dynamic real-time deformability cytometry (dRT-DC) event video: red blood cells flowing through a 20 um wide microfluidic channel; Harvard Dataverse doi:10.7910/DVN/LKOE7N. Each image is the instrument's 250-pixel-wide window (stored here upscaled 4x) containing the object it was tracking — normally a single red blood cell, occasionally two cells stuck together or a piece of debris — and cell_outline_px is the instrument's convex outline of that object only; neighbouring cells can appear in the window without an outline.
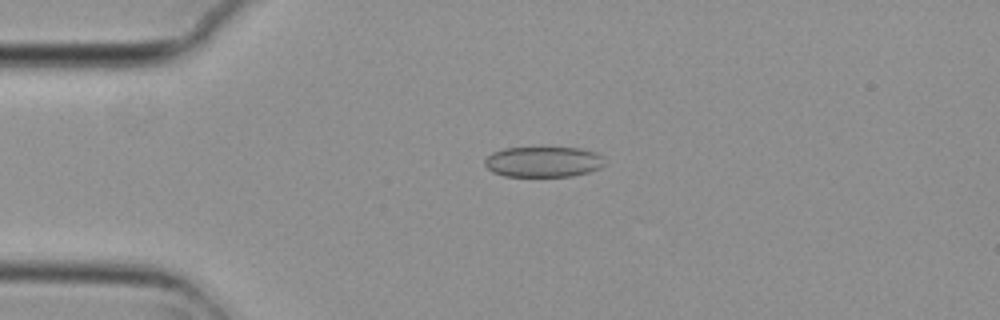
{"species": "common noctule bat (a hibernating species)", "species_latin": "Nyctalus noctula", "temperature_condition": "cold", "stored_images_in_passage": 35, "camera_frame_rate_fps": 3000, "um_per_image_px": 0.085, "animal": {"sex": "female", "body_mass_g": 29.2, "forearm_length_mm": 56.3}, "frame": {"image": 1, "passage_image": 2, "time_ms": 0.333, "image_size_px": [1000, 320], "cell_outline_px": [[604, 164], [600, 168], [588, 172], [572, 176], [504, 176], [492, 172], [484, 164], [484, 160], [492, 152], [504, 148], [580, 148], [596, 152], [600, 156]], "centroid_in_image_um": [46.15, 13.76], "position_along_channel_um": 38.9, "area_um2": 21.21}}
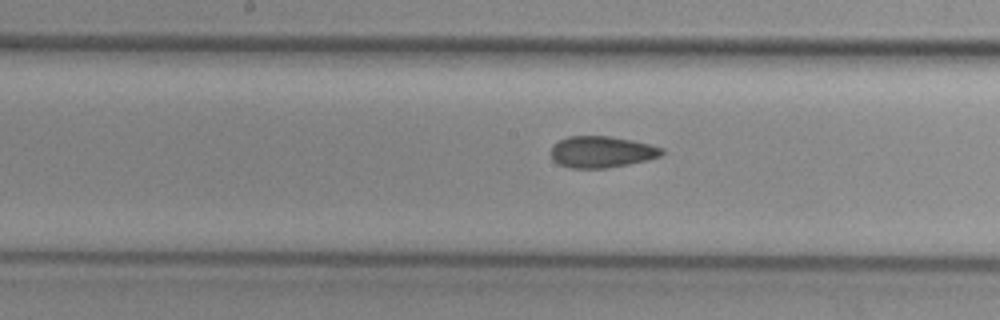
{"frame": {"image": 2, "passage_image": 17, "time_ms": 5.333, "image_size_px": [1000, 320], "cell_outline_px": [[664, 152], [660, 156], [648, 160], [608, 168], [568, 168], [552, 160], [552, 144], [568, 136], [608, 136], [632, 140], [664, 148]], "centroid_in_image_um": [51.13, 12.91], "position_along_channel_um": 197.1, "area_um2": 20.35}}
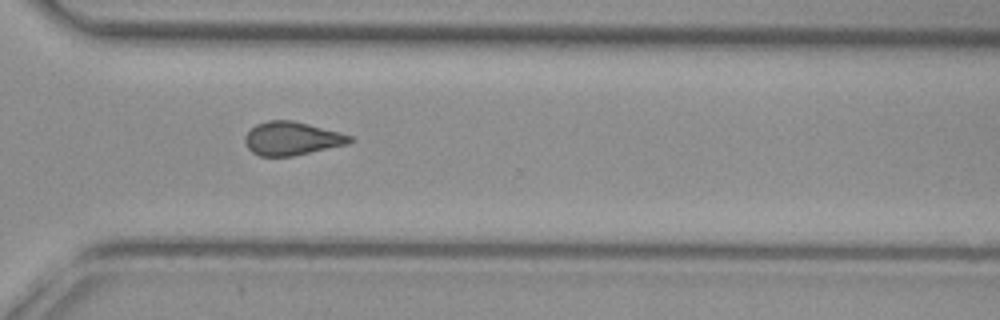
{"frame": {"image": 3, "passage_image": 29, "time_ms": 9.333, "image_size_px": [1000, 320], "cell_outline_px": [[352, 140], [348, 144], [292, 156], [260, 156], [252, 152], [244, 144], [244, 136], [256, 124], [268, 120], [292, 120], [340, 132], [352, 136]], "centroid_in_image_um": [24.78, 11.77], "position_along_channel_um": 345.8, "area_um2": 20.35}, "authors_computed_cell_mechanics": {"area_um2": 20.7502, "velocity_mm_per_s": 3.7206, "shape_relaxation_time_tau1_ms": null, "shape_relaxation_time_tau2_ms": 2.5661, "deformation_change_tau1": null, "deformation_change_tau2": 0.0975}}